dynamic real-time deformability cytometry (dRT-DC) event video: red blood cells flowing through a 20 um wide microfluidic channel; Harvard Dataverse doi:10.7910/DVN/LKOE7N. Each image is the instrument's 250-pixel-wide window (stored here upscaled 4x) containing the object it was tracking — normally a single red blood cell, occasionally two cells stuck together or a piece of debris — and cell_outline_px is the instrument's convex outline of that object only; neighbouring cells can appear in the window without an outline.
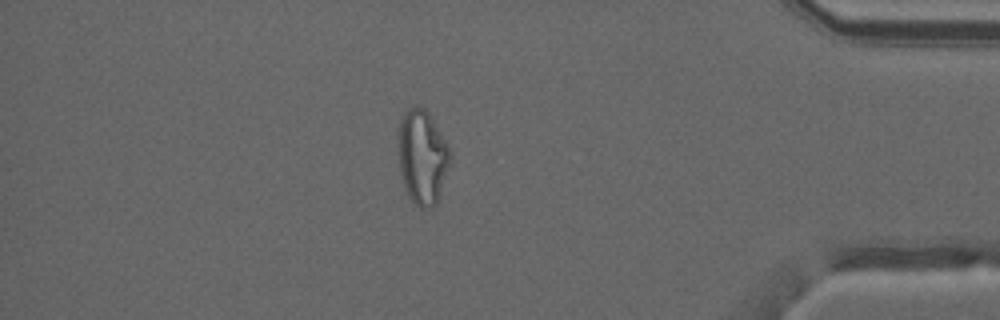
{"species": "common noctule bat (a hibernating species)", "species_latin": "Nyctalus noctula", "temperature_condition": "warm", "stored_images_in_passage": 50, "camera_frame_rate_fps": 3000, "um_per_image_px": 0.085, "animal": {"sex": "male", "forearm_length_mm": 52.5}, "frame": {"image": 1, "passage_image": 43, "time_ms": 14.0, "image_size_px": [1000, 320], "cell_outline_px": [[452, 160], [436, 204], [428, 208], [420, 208], [408, 196], [400, 172], [400, 116], [408, 108], [416, 104], [424, 108], [428, 112], [448, 144], [452, 156]], "centroid_in_image_um": [35.94, 13.32], "position_along_channel_um": 399.3, "area_um2": 28.38}}